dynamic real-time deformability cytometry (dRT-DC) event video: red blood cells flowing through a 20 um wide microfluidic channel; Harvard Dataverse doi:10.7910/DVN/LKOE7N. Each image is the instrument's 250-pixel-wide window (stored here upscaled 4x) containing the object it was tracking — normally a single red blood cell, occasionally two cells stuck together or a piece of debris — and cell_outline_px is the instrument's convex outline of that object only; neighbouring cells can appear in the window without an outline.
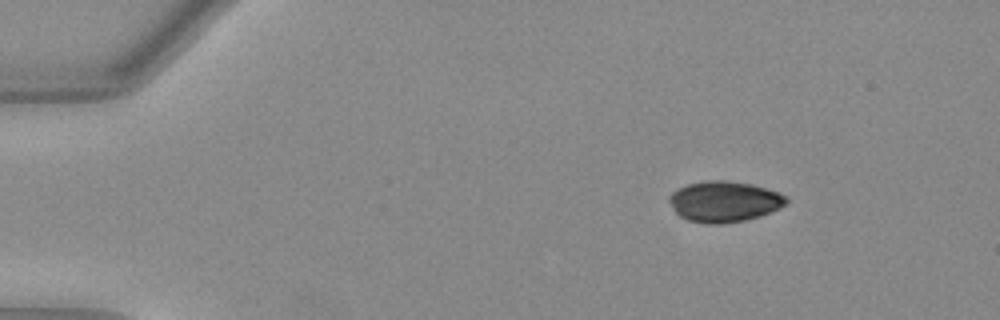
{"species": "Egyptian fruit bat (a non-hibernating species)", "species_latin": "Rousettus aegyptiacus", "temperature_condition": "warm", "stored_images_in_passage": 45, "camera_frame_rate_fps": 3000, "um_per_image_px": 0.085, "animal": {"sex": "female"}, "frame": {"image": 1, "passage_image": 1, "time_ms": 0.0, "image_size_px": [1000, 320], "cell_outline_px": [[788, 204], [780, 208], [760, 216], [744, 220], [720, 224], [708, 224], [688, 220], [680, 216], [676, 212], [668, 200], [668, 196], [672, 192], [688, 184], [704, 180], [728, 180], [752, 184], [780, 192], [788, 196]], "centroid_in_image_um": [61.59, 17.12], "position_along_channel_um": 23.4, "area_um2": 28.03}}
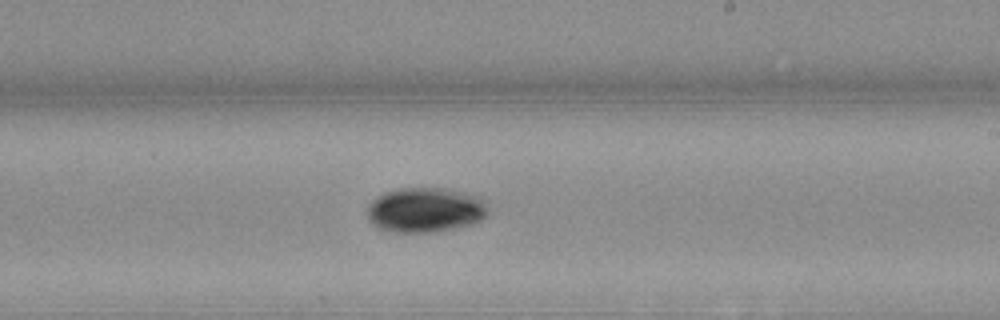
{"frame": {"image": 2, "passage_image": 25, "time_ms": 8.0, "image_size_px": [1000, 320], "cell_outline_px": [[488, 212], [480, 220], [468, 224], [452, 228], [428, 232], [396, 232], [380, 228], [372, 224], [368, 220], [368, 204], [372, 200], [384, 192], [400, 188], [448, 188], [468, 192], [480, 196], [484, 200], [488, 208]], "centroid_in_image_um": [36.15, 17.81], "position_along_channel_um": 252.8, "area_um2": 31.56}}
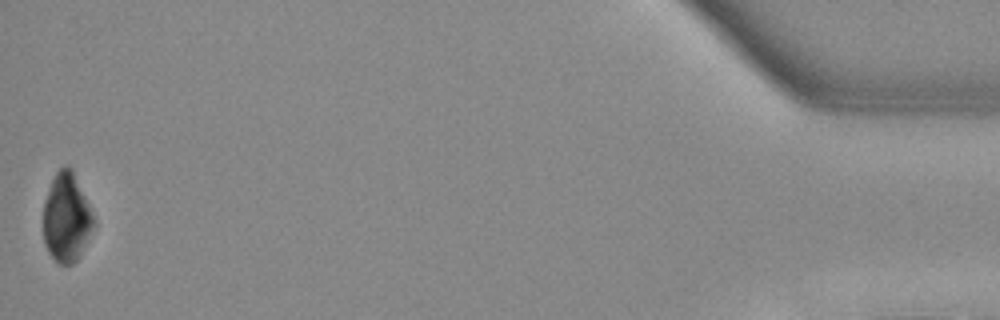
{"frame": {"image": 3, "passage_image": 45, "time_ms": 14.667, "image_size_px": [1000, 320], "cell_outline_px": [[96, 224], [80, 256], [72, 264], [60, 264], [48, 252], [44, 244], [44, 200], [52, 180], [56, 172], [64, 164], [68, 164], [72, 168], [96, 220]], "centroid_in_image_um": [5.68, 18.49], "position_along_channel_um": 429.5, "area_um2": 26.24}, "authors_computed_cell_mechanics": {"area_um2": 28.611, "velocity_mm_per_s": 3.9988, "shape_relaxation_time_tau1_ms": 2.4053, "shape_relaxation_time_tau2_ms": null, "deformation_change_tau1": 0.13, "deformation_change_tau2": null}}